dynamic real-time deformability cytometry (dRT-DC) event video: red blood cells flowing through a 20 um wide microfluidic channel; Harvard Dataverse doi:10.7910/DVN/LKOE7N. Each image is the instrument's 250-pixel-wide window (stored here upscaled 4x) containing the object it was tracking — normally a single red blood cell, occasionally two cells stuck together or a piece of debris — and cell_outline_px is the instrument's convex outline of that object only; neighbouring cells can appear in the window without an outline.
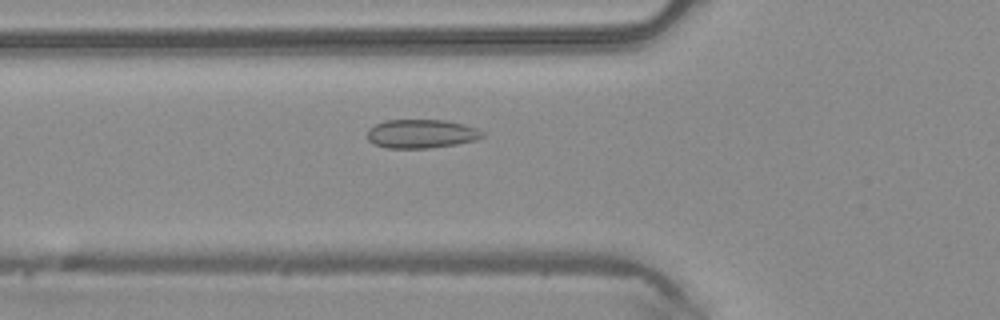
{"species": "common noctule bat (a hibernating species)", "species_latin": "Nyctalus noctula", "temperature_condition": "warm", "stored_images_in_passage": 49, "camera_frame_rate_fps": 3000, "um_per_image_px": 0.085, "animal": {"sex": "male", "body_mass_g": 20.4}, "frame": {"image": 1, "passage_image": 18, "time_ms": 5.667, "image_size_px": [1000, 320], "cell_outline_px": [[484, 136], [476, 140], [456, 144], [428, 148], [388, 148], [372, 144], [368, 140], [368, 128], [384, 120], [444, 120], [464, 124], [476, 128], [484, 132]], "centroid_in_image_um": [35.8, 11.37], "position_along_channel_um": 90.0, "area_um2": 19.36}}
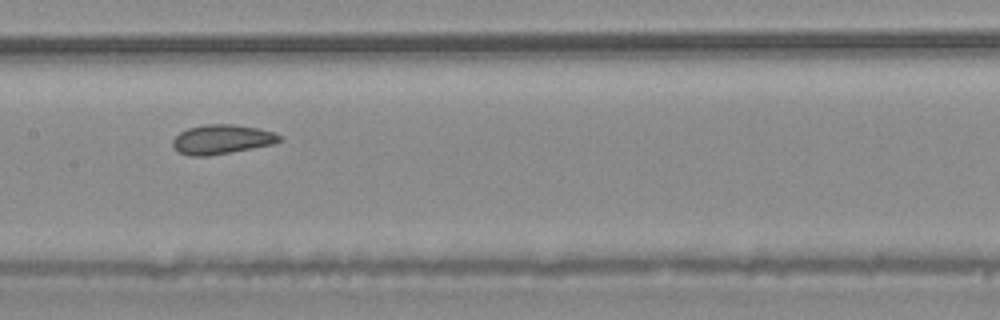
{"frame": {"image": 2, "passage_image": 25, "time_ms": 8.0, "image_size_px": [1000, 320], "cell_outline_px": [[284, 140], [272, 144], [252, 148], [208, 156], [188, 156], [180, 152], [172, 144], [172, 140], [180, 132], [188, 128], [204, 124], [236, 124], [256, 128], [272, 132], [284, 136]], "centroid_in_image_um": [18.87, 11.84], "position_along_channel_um": 188.5, "area_um2": 18.26}}
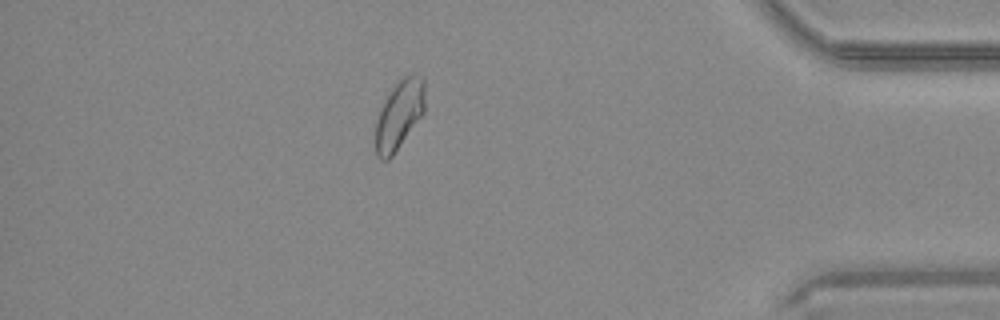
{"frame": {"image": 3, "passage_image": 43, "time_ms": 14.0, "image_size_px": [1000, 320], "cell_outline_px": [[424, 112], [392, 156], [388, 160], [380, 160], [376, 156], [376, 120], [380, 108], [396, 80], [400, 76], [424, 76]], "centroid_in_image_um": [33.92, 9.74], "position_along_channel_um": 401.3, "area_um2": 19.77}}